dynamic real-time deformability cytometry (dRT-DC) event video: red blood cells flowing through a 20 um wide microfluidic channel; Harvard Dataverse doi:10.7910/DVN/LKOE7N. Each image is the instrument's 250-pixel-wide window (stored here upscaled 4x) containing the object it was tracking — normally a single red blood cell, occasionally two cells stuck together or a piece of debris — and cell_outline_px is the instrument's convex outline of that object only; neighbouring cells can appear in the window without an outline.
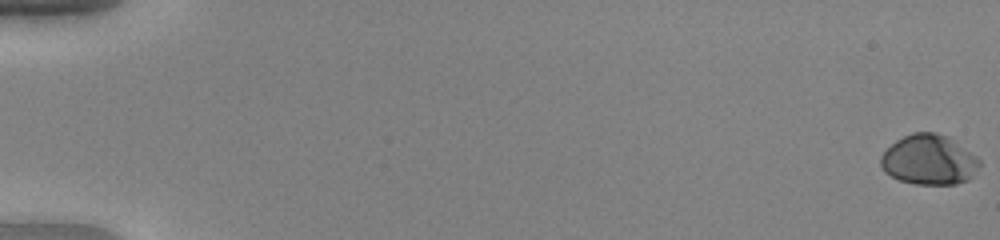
{"species": "human", "species_latin": "Homo sapiens", "temperature_condition": "warm", "stored_images_in_passage": 54, "camera_frame_rate_fps": 3000, "um_per_image_px": 0.085, "donor": {"sex": "female"}, "frame": {"image": 1, "passage_image": 1, "time_ms": 0.0, "image_size_px": [1000, 240], "cell_outline_px": [[984, 164], [968, 180], [956, 184], [916, 184], [900, 180], [884, 172], [880, 164], [880, 156], [896, 140], [912, 132], [936, 132], [948, 136], [972, 152]], "centroid_in_image_um": [79.0, 13.58], "position_along_channel_um": 6.0, "area_um2": 29.07}}
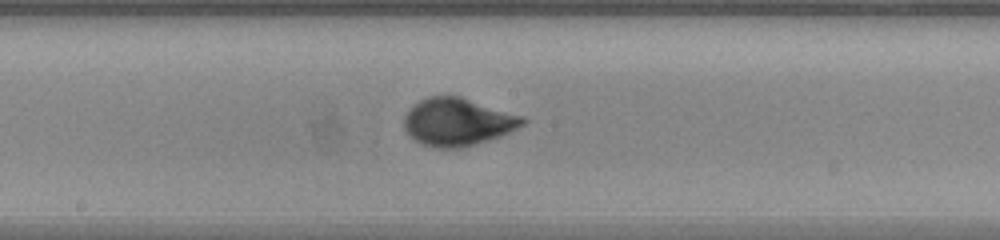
{"frame": {"image": 2, "passage_image": 31, "time_ms": 10.0, "image_size_px": [1000, 240], "cell_outline_px": [[528, 120], [524, 124], [500, 136], [464, 148], [432, 148], [420, 144], [404, 128], [404, 116], [420, 100], [428, 96], [460, 96], [524, 116]], "centroid_in_image_um": [38.92, 10.37], "position_along_channel_um": 209.3, "area_um2": 32.83}}
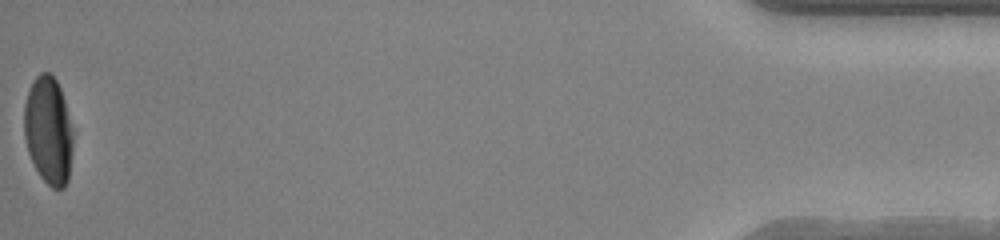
{"frame": {"image": 3, "passage_image": 54, "time_ms": 17.667, "image_size_px": [1000, 240], "cell_outline_px": [[72, 152], [68, 180], [64, 188], [52, 188], [40, 176], [28, 152], [24, 136], [24, 104], [28, 92], [36, 76], [40, 72], [48, 72], [56, 80], [60, 88], [64, 100], [72, 128]], "centroid_in_image_um": [4.11, 11.1], "position_along_channel_um": 431.1, "area_um2": 30.46}, "authors_computed_cell_mechanics": {"area_um2": 31.212, "velocity_mm_per_s": 4.0266, "shape_relaxation_time_tau1_ms": 3.435, "shape_relaxation_time_tau2_ms": null, "deformation_change_tau1": 0.177, "deformation_change_tau2": null}}